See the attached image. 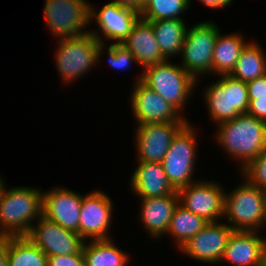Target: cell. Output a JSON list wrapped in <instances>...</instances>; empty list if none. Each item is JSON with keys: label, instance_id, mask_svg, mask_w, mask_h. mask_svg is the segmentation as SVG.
<instances>
[{"label": "cell", "instance_id": "obj_1", "mask_svg": "<svg viewBox=\"0 0 266 266\" xmlns=\"http://www.w3.org/2000/svg\"><path fill=\"white\" fill-rule=\"evenodd\" d=\"M216 142L230 157L239 161L241 171L266 148V122L240 114L217 125Z\"/></svg>", "mask_w": 266, "mask_h": 266}, {"label": "cell", "instance_id": "obj_2", "mask_svg": "<svg viewBox=\"0 0 266 266\" xmlns=\"http://www.w3.org/2000/svg\"><path fill=\"white\" fill-rule=\"evenodd\" d=\"M42 205L40 189L4 186L0 195V238L27 236L32 223L42 216Z\"/></svg>", "mask_w": 266, "mask_h": 266}, {"label": "cell", "instance_id": "obj_3", "mask_svg": "<svg viewBox=\"0 0 266 266\" xmlns=\"http://www.w3.org/2000/svg\"><path fill=\"white\" fill-rule=\"evenodd\" d=\"M57 47L55 66L67 85L95 68L105 50V44H101L90 32L75 38L59 39Z\"/></svg>", "mask_w": 266, "mask_h": 266}, {"label": "cell", "instance_id": "obj_4", "mask_svg": "<svg viewBox=\"0 0 266 266\" xmlns=\"http://www.w3.org/2000/svg\"><path fill=\"white\" fill-rule=\"evenodd\" d=\"M230 193H224V217L235 231H260L266 226L264 193L245 178Z\"/></svg>", "mask_w": 266, "mask_h": 266}, {"label": "cell", "instance_id": "obj_5", "mask_svg": "<svg viewBox=\"0 0 266 266\" xmlns=\"http://www.w3.org/2000/svg\"><path fill=\"white\" fill-rule=\"evenodd\" d=\"M199 80L191 76L180 64L171 63L170 59L149 66L142 72V82L181 114Z\"/></svg>", "mask_w": 266, "mask_h": 266}, {"label": "cell", "instance_id": "obj_6", "mask_svg": "<svg viewBox=\"0 0 266 266\" xmlns=\"http://www.w3.org/2000/svg\"><path fill=\"white\" fill-rule=\"evenodd\" d=\"M216 82L206 86L204 99L210 120L216 125L246 114L249 98L247 84L231 75H220Z\"/></svg>", "mask_w": 266, "mask_h": 266}, {"label": "cell", "instance_id": "obj_7", "mask_svg": "<svg viewBox=\"0 0 266 266\" xmlns=\"http://www.w3.org/2000/svg\"><path fill=\"white\" fill-rule=\"evenodd\" d=\"M188 121L173 137L162 165L168 182L175 191L194 183L192 179L197 152V132Z\"/></svg>", "mask_w": 266, "mask_h": 266}, {"label": "cell", "instance_id": "obj_8", "mask_svg": "<svg viewBox=\"0 0 266 266\" xmlns=\"http://www.w3.org/2000/svg\"><path fill=\"white\" fill-rule=\"evenodd\" d=\"M190 28L180 52V65L197 80L200 75L212 74V55L220 29L210 20Z\"/></svg>", "mask_w": 266, "mask_h": 266}, {"label": "cell", "instance_id": "obj_9", "mask_svg": "<svg viewBox=\"0 0 266 266\" xmlns=\"http://www.w3.org/2000/svg\"><path fill=\"white\" fill-rule=\"evenodd\" d=\"M90 6L86 0H45V24L57 40L81 36L89 32Z\"/></svg>", "mask_w": 266, "mask_h": 266}, {"label": "cell", "instance_id": "obj_10", "mask_svg": "<svg viewBox=\"0 0 266 266\" xmlns=\"http://www.w3.org/2000/svg\"><path fill=\"white\" fill-rule=\"evenodd\" d=\"M134 82L130 102L136 125L188 122L184 114L142 82V73Z\"/></svg>", "mask_w": 266, "mask_h": 266}, {"label": "cell", "instance_id": "obj_11", "mask_svg": "<svg viewBox=\"0 0 266 266\" xmlns=\"http://www.w3.org/2000/svg\"><path fill=\"white\" fill-rule=\"evenodd\" d=\"M179 204L207 222L224 217L225 190L216 181L198 180L177 191Z\"/></svg>", "mask_w": 266, "mask_h": 266}, {"label": "cell", "instance_id": "obj_12", "mask_svg": "<svg viewBox=\"0 0 266 266\" xmlns=\"http://www.w3.org/2000/svg\"><path fill=\"white\" fill-rule=\"evenodd\" d=\"M112 202L109 195L98 189L82 195L79 235L85 241L112 239L109 235L114 211Z\"/></svg>", "mask_w": 266, "mask_h": 266}, {"label": "cell", "instance_id": "obj_13", "mask_svg": "<svg viewBox=\"0 0 266 266\" xmlns=\"http://www.w3.org/2000/svg\"><path fill=\"white\" fill-rule=\"evenodd\" d=\"M37 245L47 256L71 255L80 253L85 240L76 232L47 219L43 215L33 224L26 236Z\"/></svg>", "mask_w": 266, "mask_h": 266}, {"label": "cell", "instance_id": "obj_14", "mask_svg": "<svg viewBox=\"0 0 266 266\" xmlns=\"http://www.w3.org/2000/svg\"><path fill=\"white\" fill-rule=\"evenodd\" d=\"M187 122L136 125L135 146L138 162L162 163L173 137Z\"/></svg>", "mask_w": 266, "mask_h": 266}, {"label": "cell", "instance_id": "obj_15", "mask_svg": "<svg viewBox=\"0 0 266 266\" xmlns=\"http://www.w3.org/2000/svg\"><path fill=\"white\" fill-rule=\"evenodd\" d=\"M235 230L222 222H208L179 250L191 259L201 263H221L226 245Z\"/></svg>", "mask_w": 266, "mask_h": 266}, {"label": "cell", "instance_id": "obj_16", "mask_svg": "<svg viewBox=\"0 0 266 266\" xmlns=\"http://www.w3.org/2000/svg\"><path fill=\"white\" fill-rule=\"evenodd\" d=\"M94 6H90V22L95 19L101 33L98 30H89V32L101 44H105V41H103L104 37L108 40H113L114 44H122L140 17V13L133 9L119 6L113 2L105 4L98 11L95 10L96 8Z\"/></svg>", "mask_w": 266, "mask_h": 266}, {"label": "cell", "instance_id": "obj_17", "mask_svg": "<svg viewBox=\"0 0 266 266\" xmlns=\"http://www.w3.org/2000/svg\"><path fill=\"white\" fill-rule=\"evenodd\" d=\"M82 195L66 187H53L43 192L42 215L79 234L80 209Z\"/></svg>", "mask_w": 266, "mask_h": 266}, {"label": "cell", "instance_id": "obj_18", "mask_svg": "<svg viewBox=\"0 0 266 266\" xmlns=\"http://www.w3.org/2000/svg\"><path fill=\"white\" fill-rule=\"evenodd\" d=\"M140 223L151 238L164 237L170 226L175 208L179 204L177 191L167 196L140 198Z\"/></svg>", "mask_w": 266, "mask_h": 266}, {"label": "cell", "instance_id": "obj_19", "mask_svg": "<svg viewBox=\"0 0 266 266\" xmlns=\"http://www.w3.org/2000/svg\"><path fill=\"white\" fill-rule=\"evenodd\" d=\"M258 231H234L222 261L233 266H262L263 236Z\"/></svg>", "mask_w": 266, "mask_h": 266}, {"label": "cell", "instance_id": "obj_20", "mask_svg": "<svg viewBox=\"0 0 266 266\" xmlns=\"http://www.w3.org/2000/svg\"><path fill=\"white\" fill-rule=\"evenodd\" d=\"M122 44L130 50L143 69L166 60L159 49L151 21L141 17Z\"/></svg>", "mask_w": 266, "mask_h": 266}, {"label": "cell", "instance_id": "obj_21", "mask_svg": "<svg viewBox=\"0 0 266 266\" xmlns=\"http://www.w3.org/2000/svg\"><path fill=\"white\" fill-rule=\"evenodd\" d=\"M130 178V189L139 198L167 196L175 192L168 182L162 163L137 162Z\"/></svg>", "mask_w": 266, "mask_h": 266}, {"label": "cell", "instance_id": "obj_22", "mask_svg": "<svg viewBox=\"0 0 266 266\" xmlns=\"http://www.w3.org/2000/svg\"><path fill=\"white\" fill-rule=\"evenodd\" d=\"M235 33V34H234ZM218 33L212 55V75H230L234 70L240 53L249 41L240 33Z\"/></svg>", "mask_w": 266, "mask_h": 266}, {"label": "cell", "instance_id": "obj_23", "mask_svg": "<svg viewBox=\"0 0 266 266\" xmlns=\"http://www.w3.org/2000/svg\"><path fill=\"white\" fill-rule=\"evenodd\" d=\"M159 49L166 59L180 55L187 32L184 19L151 21Z\"/></svg>", "mask_w": 266, "mask_h": 266}, {"label": "cell", "instance_id": "obj_24", "mask_svg": "<svg viewBox=\"0 0 266 266\" xmlns=\"http://www.w3.org/2000/svg\"><path fill=\"white\" fill-rule=\"evenodd\" d=\"M112 240L85 241L82 249L85 266H127L129 254L119 249Z\"/></svg>", "mask_w": 266, "mask_h": 266}, {"label": "cell", "instance_id": "obj_25", "mask_svg": "<svg viewBox=\"0 0 266 266\" xmlns=\"http://www.w3.org/2000/svg\"><path fill=\"white\" fill-rule=\"evenodd\" d=\"M265 74L266 54L258 42L250 41L242 49L236 66L230 75L247 83Z\"/></svg>", "mask_w": 266, "mask_h": 266}, {"label": "cell", "instance_id": "obj_26", "mask_svg": "<svg viewBox=\"0 0 266 266\" xmlns=\"http://www.w3.org/2000/svg\"><path fill=\"white\" fill-rule=\"evenodd\" d=\"M8 266H47V255L26 236L7 237Z\"/></svg>", "mask_w": 266, "mask_h": 266}, {"label": "cell", "instance_id": "obj_27", "mask_svg": "<svg viewBox=\"0 0 266 266\" xmlns=\"http://www.w3.org/2000/svg\"><path fill=\"white\" fill-rule=\"evenodd\" d=\"M208 222L202 217L178 204L171 218L167 233L175 238L177 248L185 245L194 235L200 232Z\"/></svg>", "mask_w": 266, "mask_h": 266}, {"label": "cell", "instance_id": "obj_28", "mask_svg": "<svg viewBox=\"0 0 266 266\" xmlns=\"http://www.w3.org/2000/svg\"><path fill=\"white\" fill-rule=\"evenodd\" d=\"M192 0H147L142 7L140 17L147 21L183 19ZM181 14V15H180Z\"/></svg>", "mask_w": 266, "mask_h": 266}, {"label": "cell", "instance_id": "obj_29", "mask_svg": "<svg viewBox=\"0 0 266 266\" xmlns=\"http://www.w3.org/2000/svg\"><path fill=\"white\" fill-rule=\"evenodd\" d=\"M243 174L249 183L259 187L262 190L266 189V148L255 159L250 161L240 172Z\"/></svg>", "mask_w": 266, "mask_h": 266}, {"label": "cell", "instance_id": "obj_30", "mask_svg": "<svg viewBox=\"0 0 266 266\" xmlns=\"http://www.w3.org/2000/svg\"><path fill=\"white\" fill-rule=\"evenodd\" d=\"M106 50L108 51V65L116 70H125L133 63L138 64L134 55L123 44L111 43Z\"/></svg>", "mask_w": 266, "mask_h": 266}, {"label": "cell", "instance_id": "obj_31", "mask_svg": "<svg viewBox=\"0 0 266 266\" xmlns=\"http://www.w3.org/2000/svg\"><path fill=\"white\" fill-rule=\"evenodd\" d=\"M47 266H85L83 251L71 255L47 257Z\"/></svg>", "mask_w": 266, "mask_h": 266}, {"label": "cell", "instance_id": "obj_32", "mask_svg": "<svg viewBox=\"0 0 266 266\" xmlns=\"http://www.w3.org/2000/svg\"><path fill=\"white\" fill-rule=\"evenodd\" d=\"M249 100L266 97V74L246 83Z\"/></svg>", "mask_w": 266, "mask_h": 266}, {"label": "cell", "instance_id": "obj_33", "mask_svg": "<svg viewBox=\"0 0 266 266\" xmlns=\"http://www.w3.org/2000/svg\"><path fill=\"white\" fill-rule=\"evenodd\" d=\"M247 114L266 122V97L249 100Z\"/></svg>", "mask_w": 266, "mask_h": 266}, {"label": "cell", "instance_id": "obj_34", "mask_svg": "<svg viewBox=\"0 0 266 266\" xmlns=\"http://www.w3.org/2000/svg\"><path fill=\"white\" fill-rule=\"evenodd\" d=\"M203 5L212 9L228 7L233 0H199Z\"/></svg>", "mask_w": 266, "mask_h": 266}, {"label": "cell", "instance_id": "obj_35", "mask_svg": "<svg viewBox=\"0 0 266 266\" xmlns=\"http://www.w3.org/2000/svg\"><path fill=\"white\" fill-rule=\"evenodd\" d=\"M0 266H8L7 237L0 238Z\"/></svg>", "mask_w": 266, "mask_h": 266}, {"label": "cell", "instance_id": "obj_36", "mask_svg": "<svg viewBox=\"0 0 266 266\" xmlns=\"http://www.w3.org/2000/svg\"><path fill=\"white\" fill-rule=\"evenodd\" d=\"M113 3H117L119 6L133 9L134 11L140 13L141 9L137 6V0H113Z\"/></svg>", "mask_w": 266, "mask_h": 266}, {"label": "cell", "instance_id": "obj_37", "mask_svg": "<svg viewBox=\"0 0 266 266\" xmlns=\"http://www.w3.org/2000/svg\"><path fill=\"white\" fill-rule=\"evenodd\" d=\"M262 266H266V237H263Z\"/></svg>", "mask_w": 266, "mask_h": 266}, {"label": "cell", "instance_id": "obj_38", "mask_svg": "<svg viewBox=\"0 0 266 266\" xmlns=\"http://www.w3.org/2000/svg\"><path fill=\"white\" fill-rule=\"evenodd\" d=\"M3 177L2 176H0V195H1V192H2V190H3V188H4V186H7L4 182V178L2 179Z\"/></svg>", "mask_w": 266, "mask_h": 266}, {"label": "cell", "instance_id": "obj_39", "mask_svg": "<svg viewBox=\"0 0 266 266\" xmlns=\"http://www.w3.org/2000/svg\"><path fill=\"white\" fill-rule=\"evenodd\" d=\"M146 2L147 0H137V6L142 9Z\"/></svg>", "mask_w": 266, "mask_h": 266}, {"label": "cell", "instance_id": "obj_40", "mask_svg": "<svg viewBox=\"0 0 266 266\" xmlns=\"http://www.w3.org/2000/svg\"><path fill=\"white\" fill-rule=\"evenodd\" d=\"M264 193V204H265V215H266V189L263 190Z\"/></svg>", "mask_w": 266, "mask_h": 266}]
</instances>
